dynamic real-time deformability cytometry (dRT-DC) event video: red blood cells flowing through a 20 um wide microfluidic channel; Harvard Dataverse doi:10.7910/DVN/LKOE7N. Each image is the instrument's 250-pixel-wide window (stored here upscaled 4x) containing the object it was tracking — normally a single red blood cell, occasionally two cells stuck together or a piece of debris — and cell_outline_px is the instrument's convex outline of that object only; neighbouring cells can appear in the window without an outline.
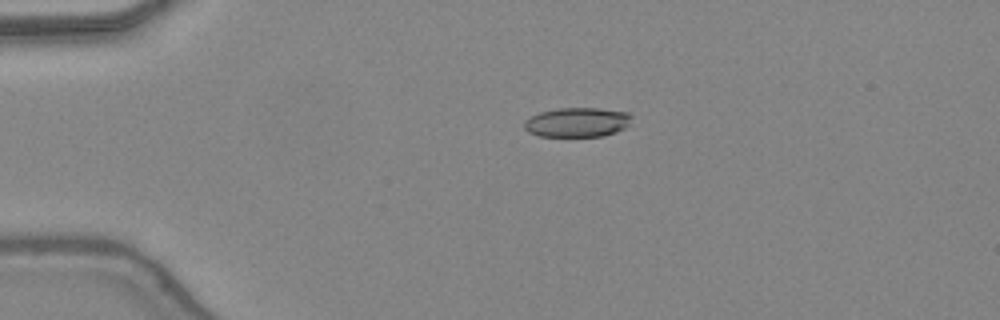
{"species": "common noctule bat (a hibernating species)", "species_latin": "Nyctalus noctula", "temperature_condition": "warm", "stored_images_in_passage": 48, "camera_frame_rate_fps": 3000, "um_per_image_px": 0.085, "animal": {"sex": "female", "body_mass_g": 24.6, "forearm_length_mm": 56.2}, "frame": {"image": 1, "passage_image": 12, "time_ms": 3.667, "image_size_px": [1000, 320], "cell_outline_px": [[632, 116], [628, 124], [624, 128], [616, 132], [604, 136], [540, 136], [528, 132], [524, 128], [524, 120], [540, 112], [556, 108], [596, 108], [628, 112]], "centroid_in_image_um": [49.05, 10.39], "position_along_channel_um": 36.0, "area_um2": 18.44}}
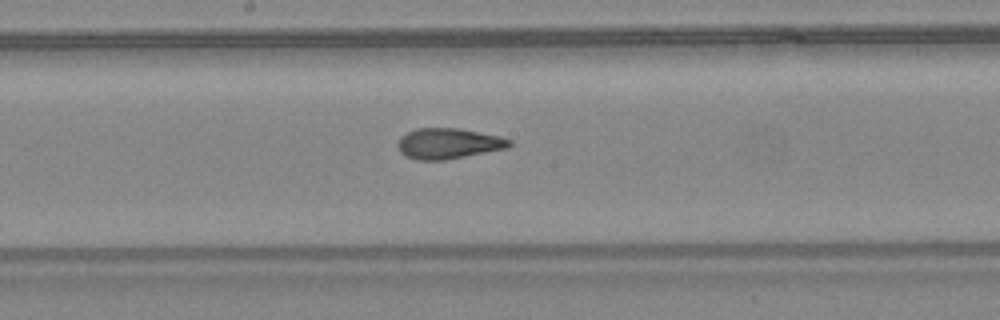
{"frame": {"image": 2, "passage_image": 27, "time_ms": 8.667, "image_size_px": [1000, 320], "cell_outline_px": [[512, 144], [508, 148], [444, 160], [416, 160], [404, 156], [400, 152], [396, 144], [400, 136], [416, 128], [460, 128], [500, 136], [512, 140]], "centroid_in_image_um": [38.09, 12.2], "position_along_channel_um": 210.1, "area_um2": 20.11}}
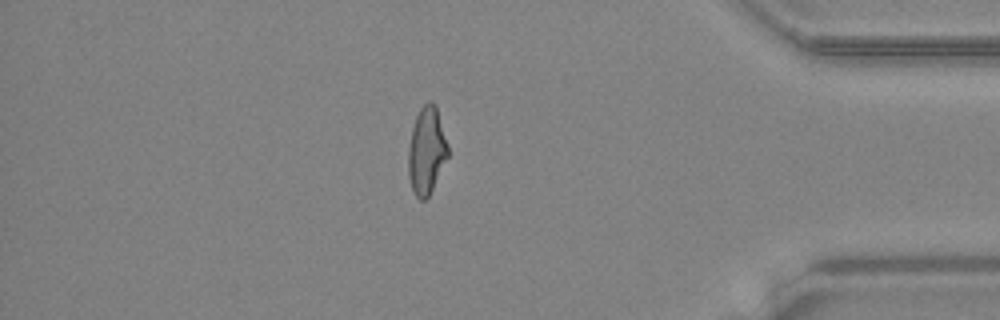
{"frame": {"image": 3, "passage_image": 42, "time_ms": 13.667, "image_size_px": [1000, 320], "cell_outline_px": [[448, 156], [428, 196], [424, 200], [420, 200], [416, 196], [412, 188], [408, 176], [408, 148], [412, 128], [416, 116], [420, 108], [428, 100], [432, 100], [436, 104], [448, 144]], "centroid_in_image_um": [36.25, 12.75], "position_along_channel_um": 398.9, "area_um2": 20.11}, "authors_computed_cell_mechanics": {"area_um2": 19.941, "velocity_mm_per_s": 4.433, "shape_relaxation_time_tau1_ms": 11.1716, "shape_relaxation_time_tau2_ms": 1.5324, "deformation_change_tau1": 0.3051, "deformation_change_tau2": 0.0996}}